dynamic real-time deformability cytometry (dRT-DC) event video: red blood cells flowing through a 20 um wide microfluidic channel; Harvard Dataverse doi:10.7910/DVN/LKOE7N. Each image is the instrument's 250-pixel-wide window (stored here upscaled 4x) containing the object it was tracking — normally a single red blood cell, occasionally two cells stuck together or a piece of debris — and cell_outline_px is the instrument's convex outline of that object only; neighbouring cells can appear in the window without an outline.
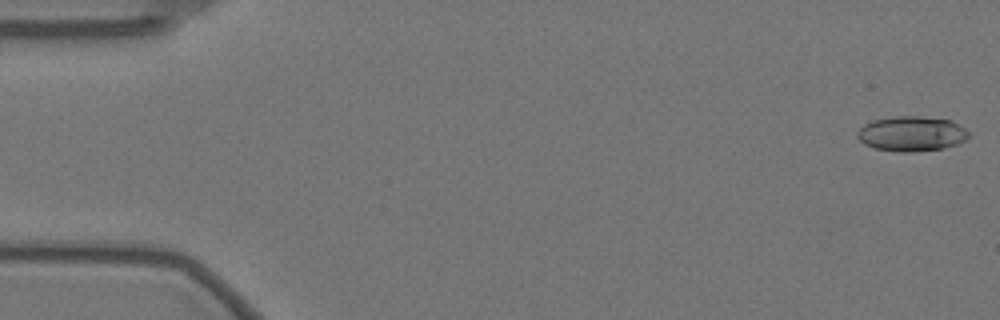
{"species": "Egyptian fruit bat (a non-hibernating species)", "species_latin": "Rousettus aegyptiacus", "temperature_condition": "warm", "stored_images_in_passage": 22, "camera_frame_rate_fps": 3000, "um_per_image_px": 0.085, "animal": {"sex": "female"}, "frame": {"image": 1, "passage_image": 1, "time_ms": 0.0, "image_size_px": [1000, 320], "cell_outline_px": [[968, 136], [964, 140], [956, 144], [940, 148], [908, 152], [904, 152], [876, 148], [864, 144], [856, 136], [856, 132], [864, 124], [872, 120], [892, 116], [920, 116], [952, 120], [960, 124], [968, 132]], "centroid_in_image_um": [77.45, 11.34], "position_along_channel_um": 7.5, "area_um2": 22.54}}